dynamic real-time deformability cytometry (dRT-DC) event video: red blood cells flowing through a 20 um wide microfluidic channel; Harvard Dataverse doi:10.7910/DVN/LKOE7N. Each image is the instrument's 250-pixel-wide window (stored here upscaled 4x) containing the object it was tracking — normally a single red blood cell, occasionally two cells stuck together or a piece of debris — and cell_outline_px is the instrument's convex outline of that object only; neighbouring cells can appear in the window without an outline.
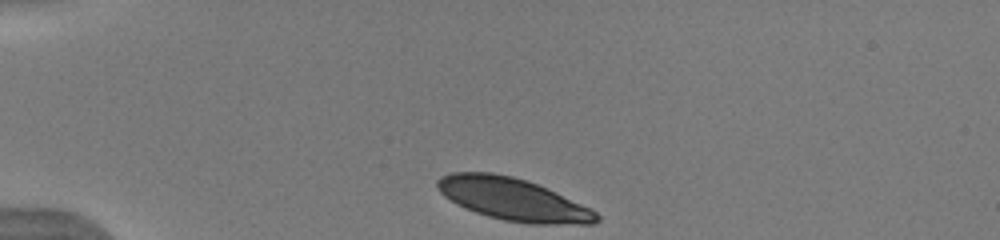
{"species": "human", "species_latin": "Homo sapiens", "temperature_condition": "warm", "stored_images_in_passage": 40, "camera_frame_rate_fps": 3000, "um_per_image_px": 0.085, "donor": {"sex": "male"}, "frame": {"image": 1, "passage_image": 1, "time_ms": 0.0, "image_size_px": [1000, 240], "cell_outline_px": [[600, 220], [592, 224], [532, 224], [504, 220], [488, 216], [476, 212], [444, 196], [440, 192], [436, 184], [436, 180], [440, 176], [452, 172], [492, 172], [512, 176], [528, 180], [592, 208], [600, 216]], "centroid_in_image_um": [43.64, 16.93], "position_along_channel_um": 41.4, "area_um2": 39.19}}
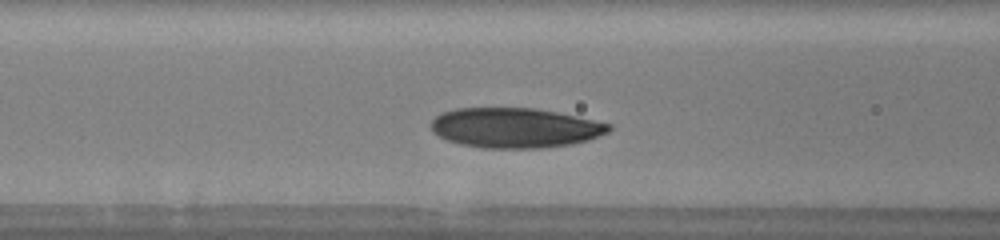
{"frame": {"image": 2, "passage_image": 11, "time_ms": 3.333, "image_size_px": [1000, 240], "cell_outline_px": [[612, 128], [608, 132], [588, 140], [572, 144], [544, 148], [484, 148], [460, 144], [448, 140], [432, 132], [432, 120], [436, 116], [444, 112], [456, 108], [536, 108], [556, 112], [612, 124]], "centroid_in_image_um": [43.79, 10.87], "position_along_channel_um": 122.8, "area_um2": 41.27}}
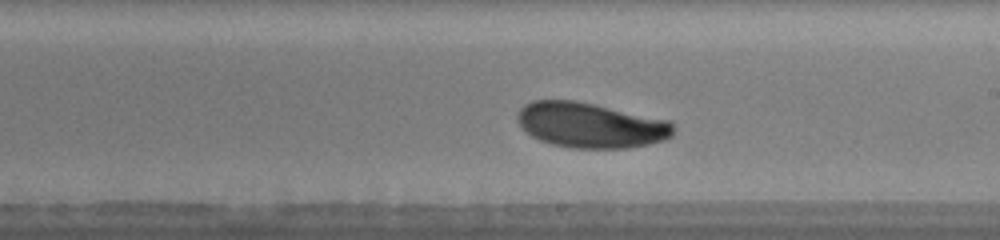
{"frame": {"image": 3, "passage_image": 20, "time_ms": 6.333, "image_size_px": [1000, 240], "cell_outline_px": [[676, 128], [672, 136], [664, 140], [648, 144], [628, 148], [572, 148], [552, 144], [540, 140], [532, 136], [520, 128], [516, 120], [516, 116], [520, 108], [524, 104], [532, 100], [576, 100], [672, 120]], "centroid_in_image_um": [50.21, 10.63], "position_along_channel_um": 238.8, "area_um2": 41.73}, "authors_computed_cell_mechanics": {"area_um2": 40.6623, "velocity_mm_per_s": 3.865, "shape_relaxation_time_tau1_ms": 2.7962, "shape_relaxation_time_tau2_ms": null, "deformation_change_tau1": 0.1079, "deformation_change_tau2": null}}